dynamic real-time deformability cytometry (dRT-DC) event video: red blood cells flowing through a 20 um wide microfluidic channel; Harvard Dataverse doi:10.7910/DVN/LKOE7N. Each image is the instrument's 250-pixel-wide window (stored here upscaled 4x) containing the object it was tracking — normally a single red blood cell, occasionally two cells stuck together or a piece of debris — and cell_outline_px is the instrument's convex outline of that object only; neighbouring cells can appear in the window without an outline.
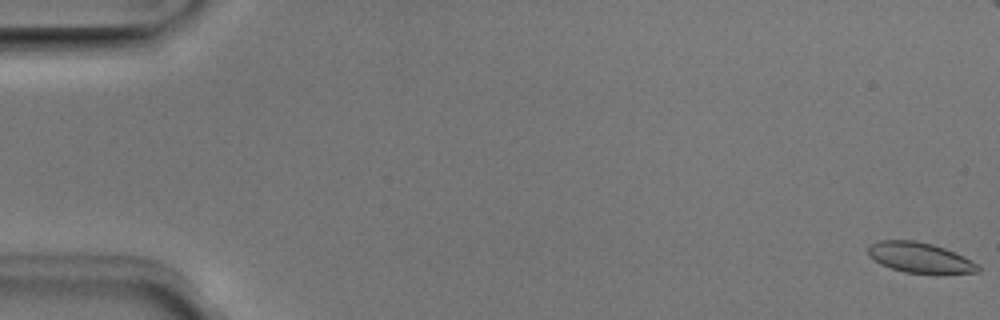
{"species": "Egyptian fruit bat (a non-hibernating species)", "species_latin": "Rousettus aegyptiacus", "temperature_condition": "room temperature", "stored_images_in_passage": 53, "camera_frame_rate_fps": 3000, "um_per_image_px": 0.085, "animal": {"sex": "male"}, "frame": {"image": 1, "passage_image": 1, "time_ms": 0.0, "image_size_px": [1000, 320], "cell_outline_px": [[980, 272], [936, 276], [904, 272], [880, 264], [868, 256], [868, 248], [872, 244], [880, 240], [916, 240], [932, 244], [944, 248], [964, 256], [980, 264]], "centroid_in_image_um": [78.27, 21.95], "position_along_channel_um": 6.7, "area_um2": 20.17}}
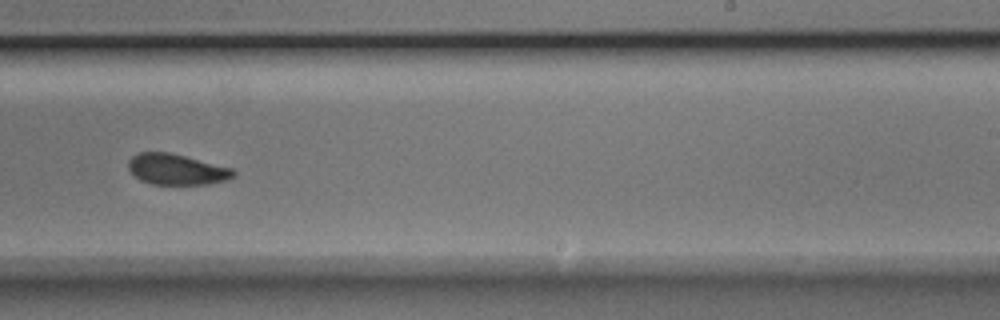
{"frame": {"image": 2, "passage_image": 33, "time_ms": 10.667, "image_size_px": [1000, 320], "cell_outline_px": [[236, 176], [224, 180], [208, 184], [152, 184], [140, 180], [128, 168], [128, 160], [136, 152], [168, 152], [232, 168], [236, 172]], "centroid_in_image_um": [14.99, 14.39], "position_along_channel_um": 274.0, "area_um2": 18.73}}
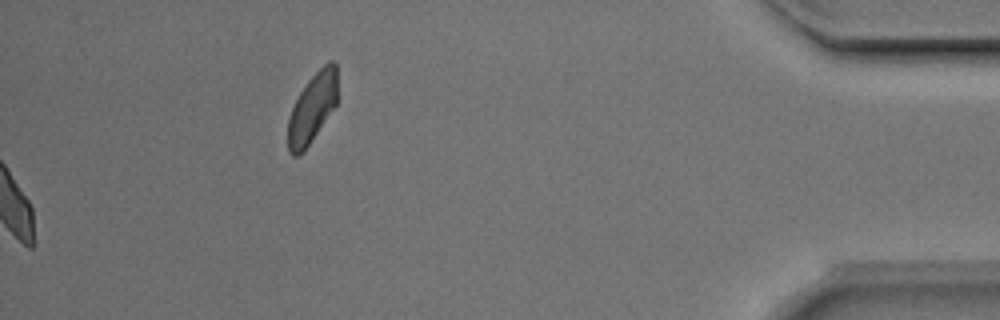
{"frame": {"image": 3, "passage_image": 53, "time_ms": 17.333, "image_size_px": [1000, 320], "cell_outline_px": [[336, 104], [304, 152], [296, 156], [292, 156], [288, 152], [288, 120], [292, 108], [300, 92], [308, 80], [328, 60], [332, 60], [336, 64]], "centroid_in_image_um": [26.52, 9.2], "position_along_channel_um": 408.7, "area_um2": 19.77}, "authors_computed_cell_mechanics": {"area_um2": 19.7676, "velocity_mm_per_s": 3.9578, "shape_relaxation_time_tau1_ms": 7.4505, "shape_relaxation_time_tau2_ms": 1.7813, "deformation_change_tau1": 0.1476, "deformation_change_tau2": 0.0595}}